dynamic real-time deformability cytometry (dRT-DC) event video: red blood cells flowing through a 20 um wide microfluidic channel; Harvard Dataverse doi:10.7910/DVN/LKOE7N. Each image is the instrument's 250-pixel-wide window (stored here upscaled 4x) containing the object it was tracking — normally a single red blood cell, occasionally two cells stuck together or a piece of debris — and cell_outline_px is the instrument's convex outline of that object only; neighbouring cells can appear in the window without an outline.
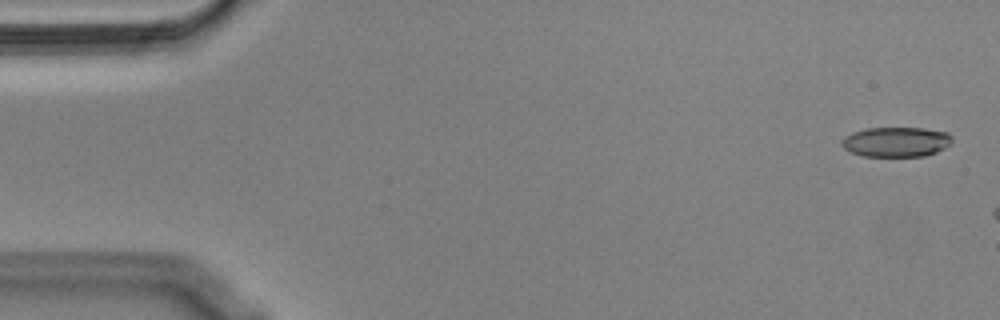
{"species": "Egyptian fruit bat (a non-hibernating species)", "species_latin": "Rousettus aegyptiacus", "temperature_condition": "cold", "stored_images_in_passage": 7, "camera_frame_rate_fps": 3000, "um_per_image_px": 0.085, "animal": {"sex": "male"}, "frame": {"image": 1, "passage_image": 1, "time_ms": 0.0, "image_size_px": [1000, 320], "cell_outline_px": [[952, 144], [936, 152], [924, 156], [864, 156], [852, 152], [844, 148], [840, 144], [840, 140], [844, 136], [852, 132], [868, 128], [924, 128], [948, 132], [952, 136]], "centroid_in_image_um": [76.18, 12.05], "position_along_channel_um": 8.8, "area_um2": 19.36}}